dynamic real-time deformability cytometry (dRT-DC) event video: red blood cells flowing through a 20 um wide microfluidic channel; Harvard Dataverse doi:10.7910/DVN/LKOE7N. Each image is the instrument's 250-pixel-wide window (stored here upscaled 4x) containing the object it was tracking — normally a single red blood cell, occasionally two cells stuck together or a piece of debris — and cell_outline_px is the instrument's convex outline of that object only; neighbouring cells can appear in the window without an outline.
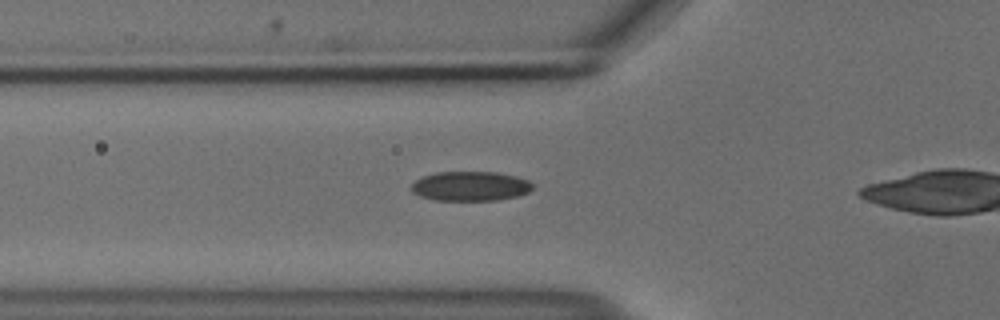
{"species": "common noctule bat (a hibernating species)", "species_latin": "Nyctalus noctula", "temperature_condition": "cold", "stored_images_in_passage": 32, "camera_frame_rate_fps": 3000, "um_per_image_px": 0.085, "animal": {"sex": "male", "body_mass_g": 18.8}, "frame": {"image": 1, "passage_image": 7, "time_ms": 2.0, "image_size_px": [1000, 320], "cell_outline_px": [[532, 188], [528, 192], [516, 196], [496, 200], [432, 200], [420, 196], [412, 192], [412, 184], [420, 176], [436, 172], [496, 172], [516, 176], [528, 180], [532, 184]], "centroid_in_image_um": [39.94, 15.82], "position_along_channel_um": 85.9, "area_um2": 20.87}}
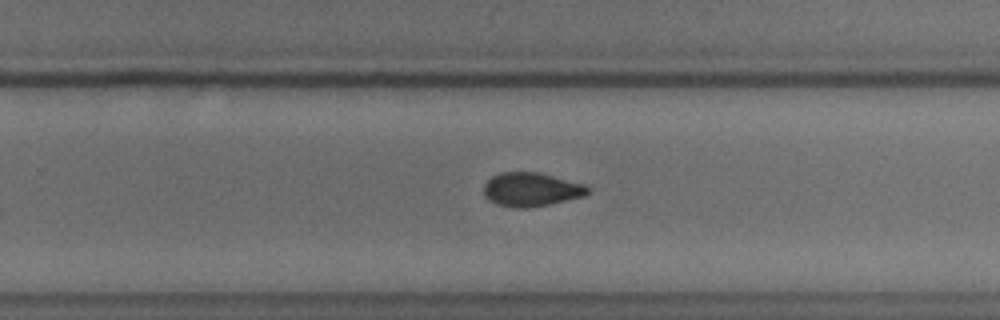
{"frame": {"image": 2, "passage_image": 23, "time_ms": 7.333, "image_size_px": [1000, 320], "cell_outline_px": [[588, 192], [584, 196], [548, 204], [528, 208], [512, 208], [496, 204], [488, 200], [484, 196], [484, 184], [492, 176], [500, 172], [536, 172], [584, 184], [588, 188]], "centroid_in_image_um": [45.09, 16.11], "position_along_channel_um": 284.7, "area_um2": 20.35}}
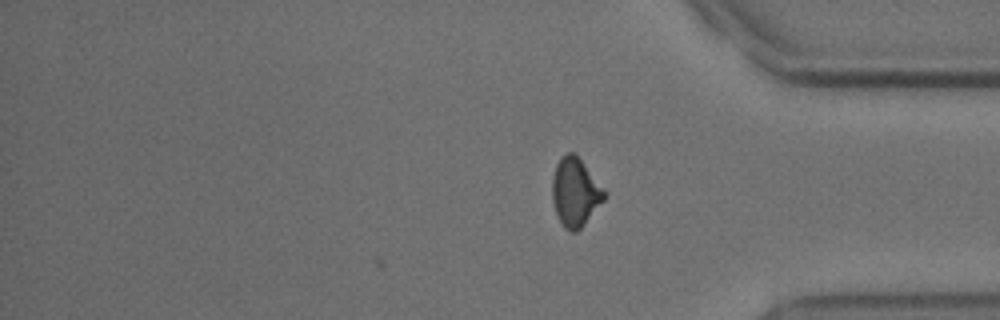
{"frame": {"image": 3, "passage_image": 32, "time_ms": 10.333, "image_size_px": [1000, 320], "cell_outline_px": [[608, 192], [604, 200], [584, 224], [576, 232], [572, 232], [564, 228], [556, 212], [552, 200], [552, 180], [556, 164], [560, 156], [564, 152], [572, 152], [580, 160]], "centroid_in_image_um": [48.89, 16.33], "position_along_channel_um": 386.3, "area_um2": 20.69}, "authors_computed_cell_mechanics": {"area_um2": 20.9236, "velocity_mm_per_s": 3.7125, "shape_relaxation_time_tau1_ms": 4.7328, "shape_relaxation_time_tau2_ms": 2.2378, "deformation_change_tau1": 0.1118, "deformation_change_tau2": 0.0637}}